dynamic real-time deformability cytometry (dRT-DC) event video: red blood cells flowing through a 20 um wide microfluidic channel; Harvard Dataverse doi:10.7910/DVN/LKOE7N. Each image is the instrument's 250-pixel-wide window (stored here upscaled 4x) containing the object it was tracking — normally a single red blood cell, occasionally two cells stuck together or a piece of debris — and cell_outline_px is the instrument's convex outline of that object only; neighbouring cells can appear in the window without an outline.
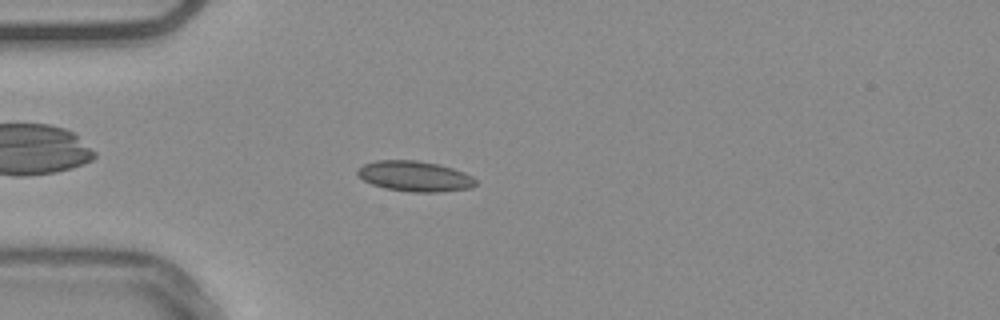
{"species": "common noctule bat (a hibernating species)", "species_latin": "Nyctalus noctula", "temperature_condition": "warm", "stored_images_in_passage": 46, "camera_frame_rate_fps": 3000, "um_per_image_px": 0.085, "animal": {"sex": "male", "body_mass_g": 20.4}, "frame": {"image": 1, "passage_image": 7, "time_ms": 2.0, "image_size_px": [1000, 320], "cell_outline_px": [[476, 184], [472, 188], [440, 192], [412, 192], [384, 188], [372, 184], [364, 180], [356, 172], [356, 168], [364, 164], [376, 160], [416, 160], [440, 164], [464, 172], [472, 176], [476, 180]], "centroid_in_image_um": [35.26, 14.98], "position_along_channel_um": 49.7, "area_um2": 21.1}}
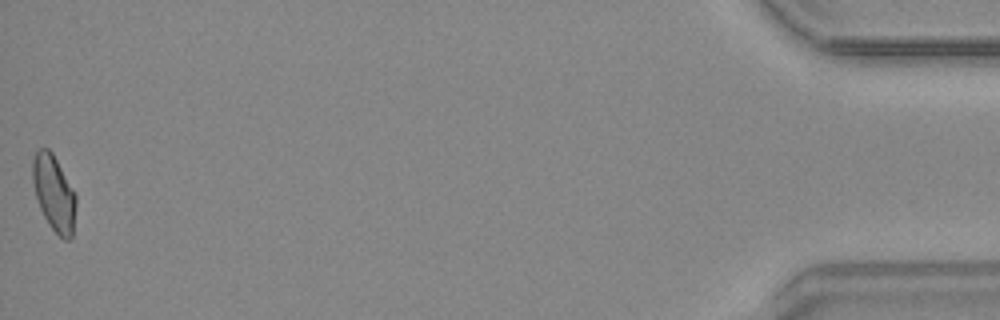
{"frame": {"image": 2, "passage_image": 46, "time_ms": 15.0, "image_size_px": [1000, 320], "cell_outline_px": [[76, 204], [72, 236], [68, 240], [64, 240], [48, 224], [40, 208], [36, 196], [32, 180], [32, 160], [36, 152], [40, 148], [48, 148], [52, 152], [76, 192]], "centroid_in_image_um": [4.59, 16.4], "position_along_channel_um": 430.6, "area_um2": 19.19}, "authors_computed_cell_mechanics": {"area_um2": 19.2474, "velocity_mm_per_s": 3.7609, "shape_relaxation_time_tau1_ms": null, "shape_relaxation_time_tau2_ms": 1.7908, "deformation_change_tau1": null, "deformation_change_tau2": 0.0738}}